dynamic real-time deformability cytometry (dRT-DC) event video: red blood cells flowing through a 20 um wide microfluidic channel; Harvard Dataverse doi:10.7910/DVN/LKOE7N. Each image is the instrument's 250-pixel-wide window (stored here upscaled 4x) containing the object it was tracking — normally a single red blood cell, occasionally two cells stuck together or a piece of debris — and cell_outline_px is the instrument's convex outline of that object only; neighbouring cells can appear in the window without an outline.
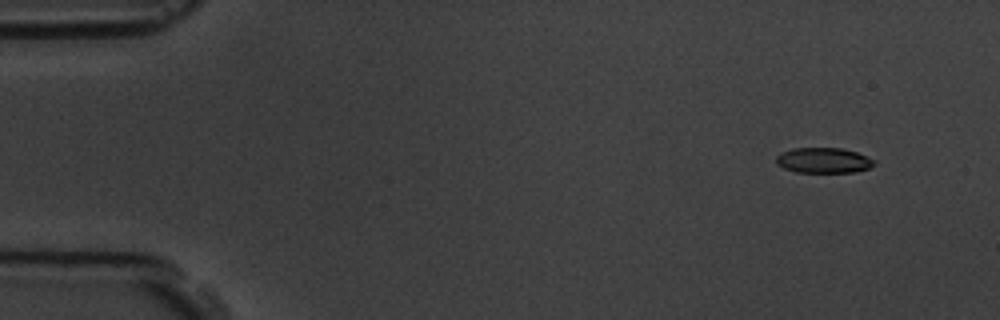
{"species": "common noctule bat (a hibernating species)", "species_latin": "Nyctalus noctula", "temperature_condition": "room temperature", "stored_images_in_passage": 7, "camera_frame_rate_fps": 3000, "um_per_image_px": 0.085, "animal": {"sex": "male", "body_mass_g": 19.5, "forearm_length_mm": 54.6}, "frame": {"image": 1, "passage_image": 2, "time_ms": 1.0, "image_size_px": [1000, 320], "cell_outline_px": [[876, 164], [868, 168], [856, 172], [796, 172], [784, 168], [776, 164], [776, 156], [780, 152], [792, 148], [840, 148], [856, 152], [876, 160]], "centroid_in_image_um": [69.99, 13.63], "position_along_channel_um": 15.0, "area_um2": 14.57}}
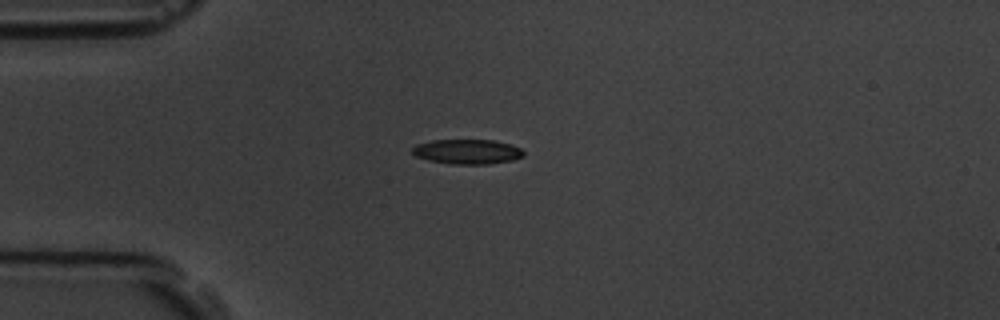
{"frame": {"image": 2, "passage_image": 5, "time_ms": 4.333, "image_size_px": [1000, 320], "cell_outline_px": [[524, 156], [512, 160], [488, 164], [452, 164], [428, 160], [416, 156], [412, 152], [412, 148], [416, 144], [432, 140], [492, 140], [512, 144], [520, 148], [524, 152]], "centroid_in_image_um": [39.72, 12.89], "position_along_channel_um": 45.3, "area_um2": 16.07}}
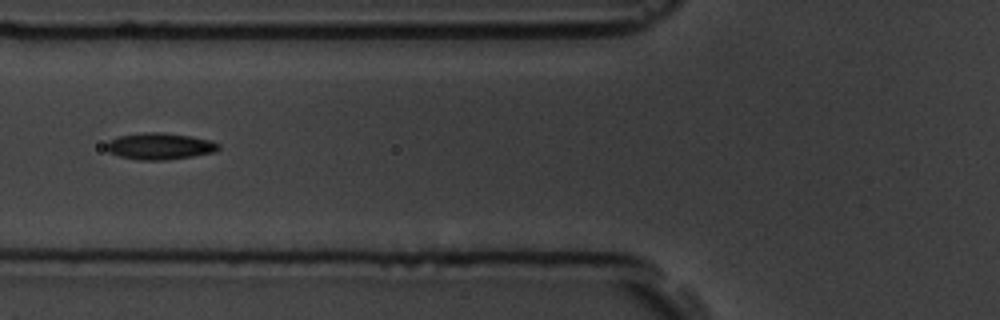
{"frame": {"image": 3, "passage_image": 7, "time_ms": 6.667, "image_size_px": [1000, 320], "cell_outline_px": [[220, 148], [216, 152], [192, 156], [164, 160], [140, 160], [120, 156], [108, 152], [104, 148], [104, 144], [108, 140], [120, 136], [144, 132], [164, 132], [192, 136], [212, 140], [220, 144]], "centroid_in_image_um": [13.58, 12.42], "position_along_channel_um": 112.2, "area_um2": 17.63}}